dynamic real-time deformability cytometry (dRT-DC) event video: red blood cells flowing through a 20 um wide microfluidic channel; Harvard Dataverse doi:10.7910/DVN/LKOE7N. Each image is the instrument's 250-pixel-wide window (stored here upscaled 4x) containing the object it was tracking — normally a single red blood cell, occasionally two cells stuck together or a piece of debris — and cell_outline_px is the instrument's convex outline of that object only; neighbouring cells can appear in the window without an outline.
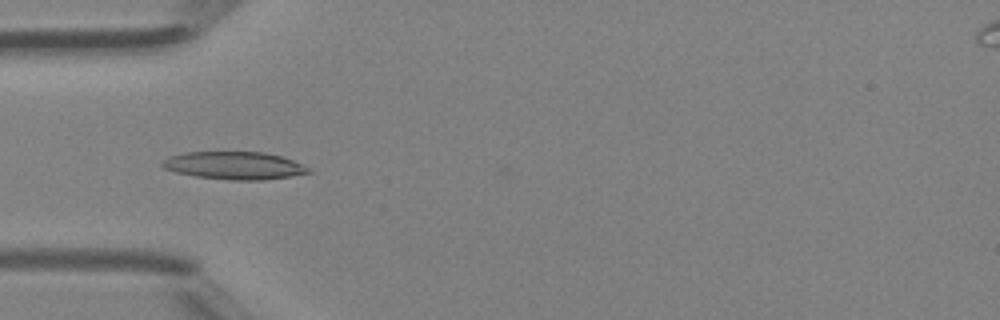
{"species": "Egyptian fruit bat (a non-hibernating species)", "species_latin": "Rousettus aegyptiacus", "temperature_condition": "room temperature", "stored_images_in_passage": 46, "camera_frame_rate_fps": 3000, "um_per_image_px": 0.085, "animal": {"sex": "female"}, "frame": {"image": 1, "passage_image": 14, "time_ms": 4.333, "image_size_px": [1000, 320], "cell_outline_px": [[312, 172], [264, 180], [228, 180], [196, 176], [176, 172], [164, 168], [160, 164], [164, 160], [172, 156], [184, 152], [264, 152], [280, 156], [292, 160], [308, 168]], "centroid_in_image_um": [19.89, 14.07], "position_along_channel_um": 65.1, "area_um2": 23.29}}
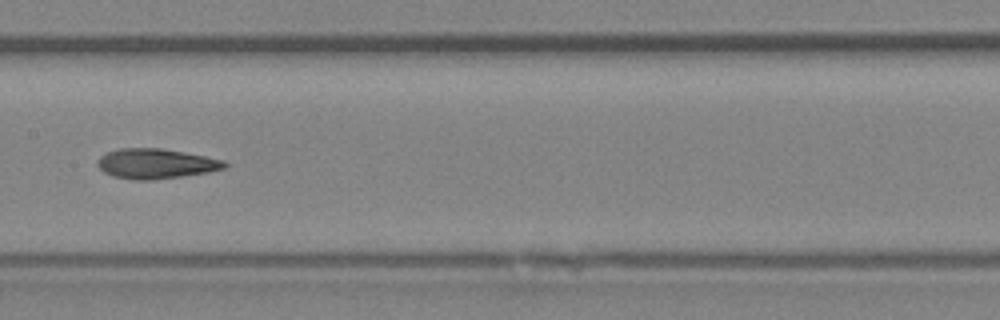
{"frame": {"image": 2, "passage_image": 23, "time_ms": 7.333, "image_size_px": [1000, 320], "cell_outline_px": [[228, 164], [224, 168], [208, 172], [152, 180], [136, 180], [112, 176], [104, 172], [96, 164], [100, 156], [108, 152], [120, 148], [160, 148], [184, 152], [224, 160]], "centroid_in_image_um": [13.23, 13.91], "position_along_channel_um": 194.2, "area_um2": 22.02}}
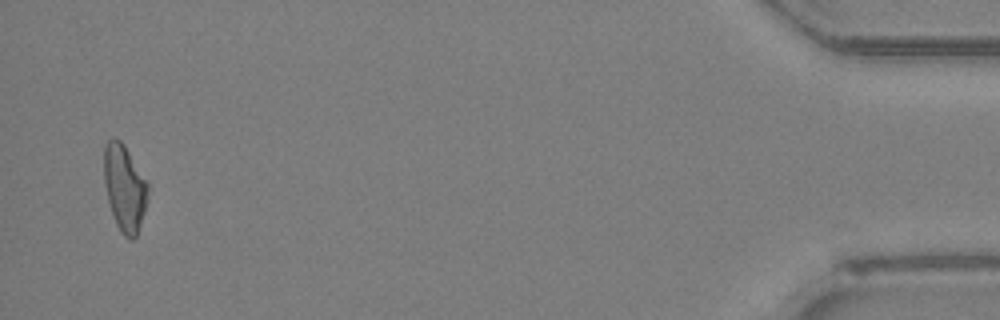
{"frame": {"image": 3, "passage_image": 45, "time_ms": 14.667, "image_size_px": [1000, 320], "cell_outline_px": [[148, 192], [144, 212], [136, 236], [132, 240], [128, 240], [120, 232], [116, 224], [108, 200], [104, 180], [104, 144], [108, 140], [120, 140], [124, 144], [148, 184]], "centroid_in_image_um": [10.58, 15.99], "position_along_channel_um": 424.6, "area_um2": 21.79}, "authors_computed_cell_mechanics": {"area_um2": 22.0796, "velocity_mm_per_s": 4.3498, "shape_relaxation_time_tau1_ms": null, "shape_relaxation_time_tau2_ms": 3.5068, "deformation_change_tau1": null, "deformation_change_tau2": 0.1305}}